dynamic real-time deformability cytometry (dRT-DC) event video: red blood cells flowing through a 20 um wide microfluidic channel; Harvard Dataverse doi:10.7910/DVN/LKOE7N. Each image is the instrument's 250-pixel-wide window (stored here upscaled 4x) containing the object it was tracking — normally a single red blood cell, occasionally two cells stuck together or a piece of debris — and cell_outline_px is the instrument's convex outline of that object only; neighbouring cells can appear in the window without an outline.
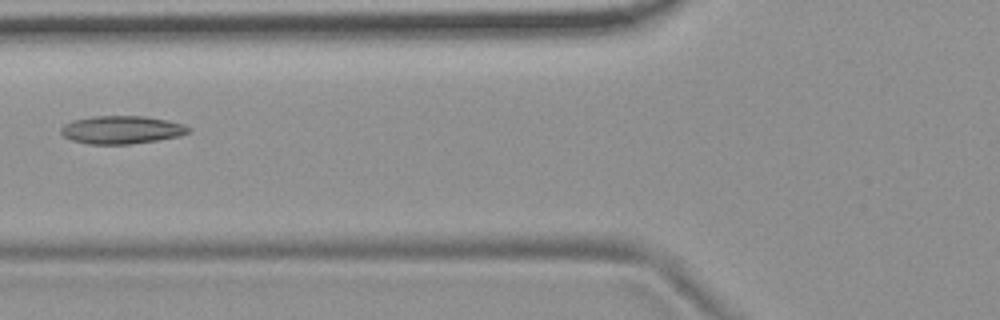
{"species": "common noctule bat (a hibernating species)", "species_latin": "Nyctalus noctula", "temperature_condition": "room temperature", "stored_images_in_passage": 9, "camera_frame_rate_fps": 3000, "um_per_image_px": 0.085, "animal": {"sex": "female", "body_mass_g": 19.9}, "frame": {"image": 1, "passage_image": 6, "time_ms": 1.667, "image_size_px": [1000, 320], "cell_outline_px": [[192, 128], [188, 132], [180, 136], [156, 140], [128, 144], [88, 144], [72, 140], [64, 136], [60, 132], [60, 128], [64, 124], [72, 120], [92, 116], [144, 116], [168, 120], [184, 124]], "centroid_in_image_um": [10.33, 11.02], "position_along_channel_um": 115.5, "area_um2": 20.87}}
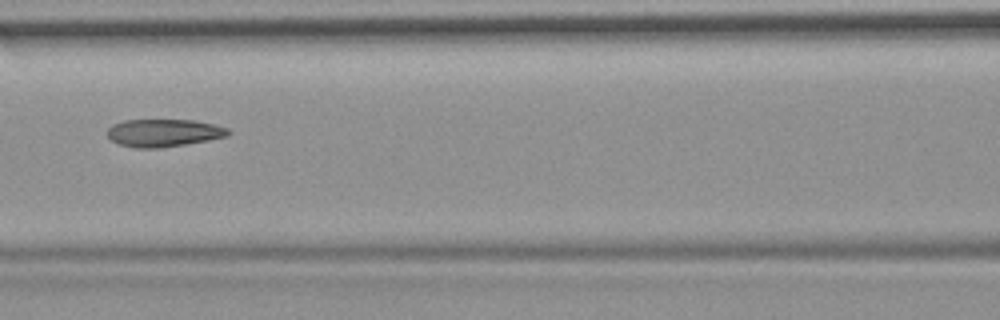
{"frame": {"image": 2, "passage_image": 7, "time_ms": 2.0, "image_size_px": [1000, 320], "cell_outline_px": [[232, 132], [228, 136], [208, 140], [160, 148], [136, 148], [120, 144], [112, 140], [108, 136], [108, 128], [112, 124], [124, 120], [196, 120], [228, 128]], "centroid_in_image_um": [13.93, 11.29], "position_along_channel_um": 152.7, "area_um2": 19.42}}